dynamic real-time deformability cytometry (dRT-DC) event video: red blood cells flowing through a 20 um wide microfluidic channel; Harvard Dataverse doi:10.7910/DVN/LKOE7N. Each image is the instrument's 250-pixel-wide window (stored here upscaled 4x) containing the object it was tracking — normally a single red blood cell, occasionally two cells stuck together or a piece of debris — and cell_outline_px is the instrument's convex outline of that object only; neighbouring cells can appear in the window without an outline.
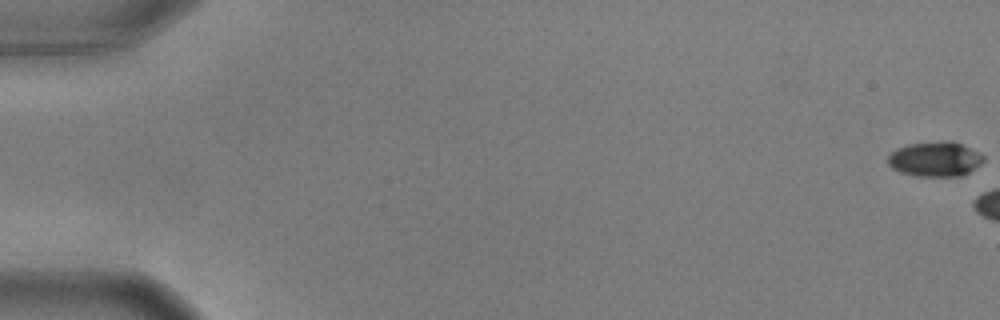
{"species": "common noctule bat (a hibernating species)", "species_latin": "Nyctalus noctula", "temperature_condition": "warm", "stored_images_in_passage": 8, "camera_frame_rate_fps": 3000, "um_per_image_px": 0.085, "animal": {"sex": "male", "body_mass_g": 17.9, "forearm_length_mm": 54.2}, "frame": {"image": 1, "passage_image": 1, "time_ms": 0.0, "image_size_px": [1000, 320], "cell_outline_px": [[984, 160], [980, 164], [968, 172], [960, 176], [916, 176], [900, 172], [892, 168], [888, 164], [888, 156], [896, 148], [908, 144], [940, 140], [952, 140], [984, 156]], "centroid_in_image_um": [79.44, 13.51], "position_along_channel_um": 5.6, "area_um2": 19.36}}